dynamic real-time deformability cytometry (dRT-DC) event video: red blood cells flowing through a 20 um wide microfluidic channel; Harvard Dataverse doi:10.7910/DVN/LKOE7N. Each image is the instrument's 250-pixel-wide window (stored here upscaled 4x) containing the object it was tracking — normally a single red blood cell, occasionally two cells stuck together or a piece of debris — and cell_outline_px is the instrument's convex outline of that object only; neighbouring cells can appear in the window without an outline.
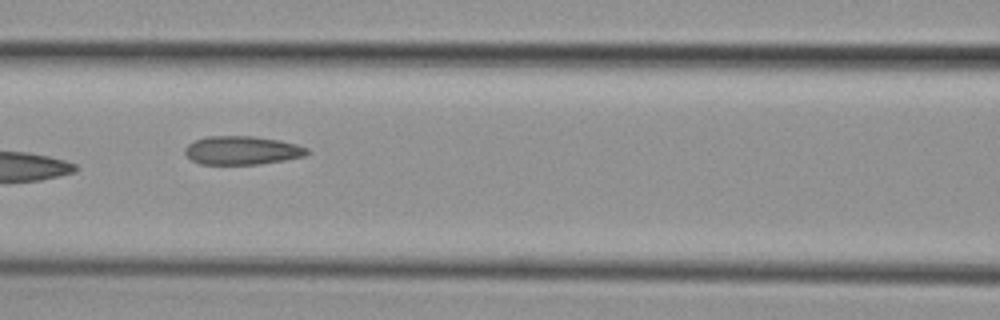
{"species": "common noctule bat (a hibernating species)", "species_latin": "Nyctalus noctula", "temperature_condition": "cold", "stored_images_in_passage": 9, "camera_frame_rate_fps": 3000, "um_per_image_px": 0.085, "animal": {"sex": "female", "body_mass_g": 29.2, "forearm_length_mm": 56.3}, "frame": {"image": 1, "passage_image": 7, "time_ms": 7.333, "image_size_px": [1000, 320], "cell_outline_px": [[308, 156], [260, 164], [200, 164], [192, 160], [184, 152], [184, 148], [188, 144], [196, 140], [208, 136], [252, 136], [280, 140], [296, 144], [308, 148]], "centroid_in_image_um": [20.6, 12.78], "position_along_channel_um": 146.0, "area_um2": 20.35}}
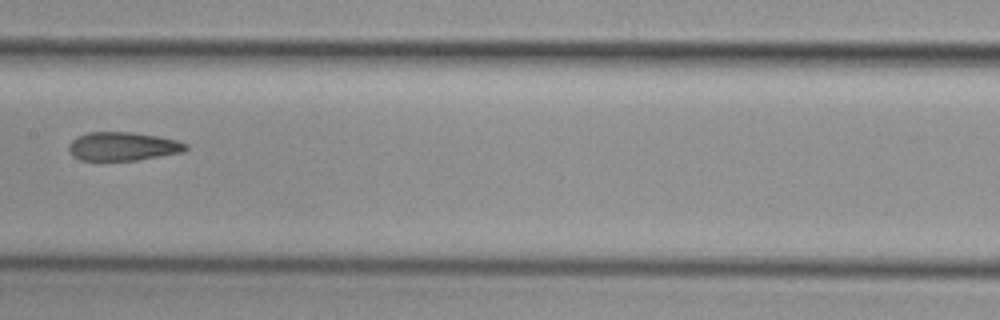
{"frame": {"image": 2, "passage_image": 8, "time_ms": 8.667, "image_size_px": [1000, 320], "cell_outline_px": [[188, 148], [184, 152], [136, 160], [80, 160], [72, 156], [68, 152], [68, 144], [76, 136], [88, 132], [132, 132], [156, 136], [176, 140], [188, 144]], "centroid_in_image_um": [10.4, 12.44], "position_along_channel_um": 197.0, "area_um2": 19.59}}
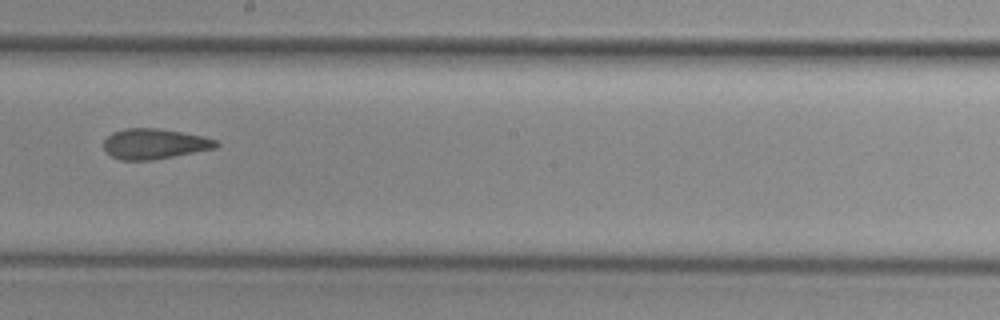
{"frame": {"image": 3, "passage_image": 9, "time_ms": 9.667, "image_size_px": [1000, 320], "cell_outline_px": [[220, 144], [216, 148], [152, 160], [120, 160], [112, 156], [104, 148], [104, 140], [112, 132], [124, 128], [156, 128], [204, 136], [216, 140]], "centroid_in_image_um": [13.12, 12.22], "position_along_channel_um": 235.1, "area_um2": 19.77}}